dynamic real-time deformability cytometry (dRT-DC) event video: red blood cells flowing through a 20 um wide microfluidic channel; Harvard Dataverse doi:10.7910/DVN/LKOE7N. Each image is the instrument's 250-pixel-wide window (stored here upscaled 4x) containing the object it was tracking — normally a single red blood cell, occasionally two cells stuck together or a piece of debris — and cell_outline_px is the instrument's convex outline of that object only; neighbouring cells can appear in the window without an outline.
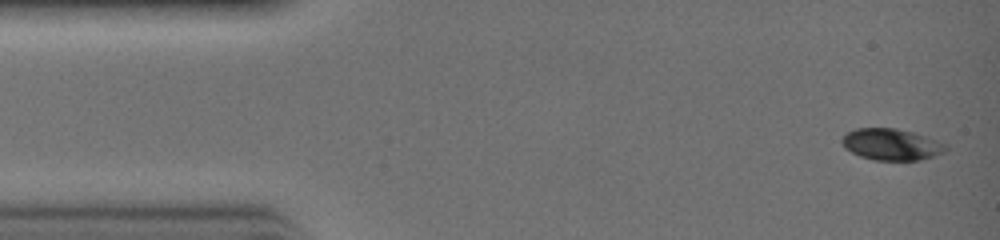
{"species": "common noctule bat (a hibernating species)", "species_latin": "Nyctalus noctula", "temperature_condition": "warm", "stored_images_in_passage": 32, "camera_frame_rate_fps": 3000, "um_per_image_px": 0.085, "animal": {"sex": "female", "body_mass_g": 19.0, "forearm_length_mm": 51.5}, "frame": {"image": 1, "passage_image": 1, "time_ms": 0.0, "image_size_px": [1000, 240], "cell_outline_px": [[948, 148], [944, 152], [920, 160], [872, 160], [860, 156], [844, 148], [840, 140], [848, 132], [856, 128], [896, 128], [912, 132], [948, 144]], "centroid_in_image_um": [75.76, 12.28], "position_along_channel_um": 9.2, "area_um2": 19.02}}
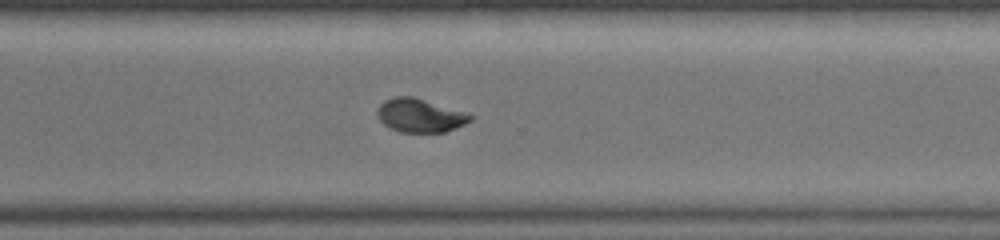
{"frame": {"image": 2, "passage_image": 22, "time_ms": 7.0, "image_size_px": [1000, 240], "cell_outline_px": [[476, 116], [472, 120], [456, 128], [444, 132], [400, 132], [384, 124], [380, 120], [376, 112], [380, 104], [384, 100], [396, 96], [412, 96], [468, 112]], "centroid_in_image_um": [35.74, 9.8], "position_along_channel_um": 334.9, "area_um2": 18.32}}
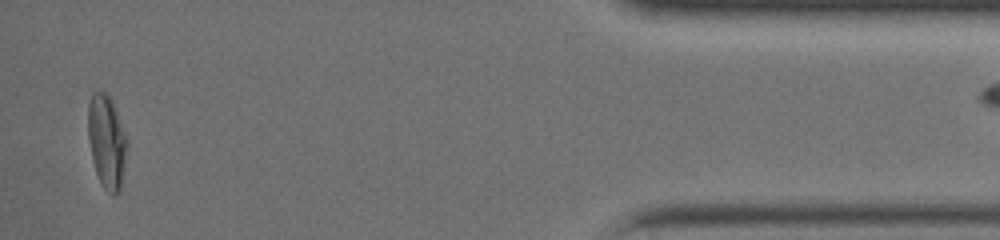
{"frame": {"image": 3, "passage_image": 30, "time_ms": 9.667, "image_size_px": [1000, 240], "cell_outline_px": [[128, 148], [120, 192], [112, 196], [104, 188], [96, 172], [88, 140], [88, 104], [92, 92], [104, 92], [112, 100], [128, 140]], "centroid_in_image_um": [9.09, 12.05], "position_along_channel_um": 426.1, "area_um2": 21.33}}